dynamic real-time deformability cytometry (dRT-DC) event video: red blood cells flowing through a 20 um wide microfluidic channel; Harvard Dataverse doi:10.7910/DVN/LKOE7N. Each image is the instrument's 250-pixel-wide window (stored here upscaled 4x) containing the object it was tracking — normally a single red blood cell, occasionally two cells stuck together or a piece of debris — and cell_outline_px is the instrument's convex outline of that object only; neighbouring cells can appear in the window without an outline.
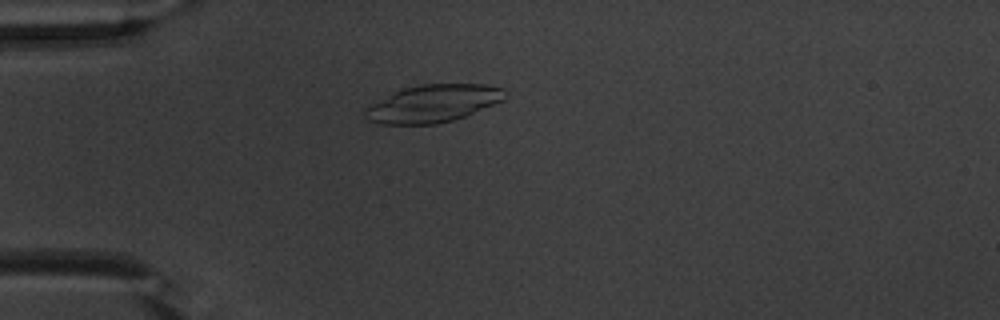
{"species": "common noctule bat (a hibernating species)", "species_latin": "Nyctalus noctula", "temperature_condition": "warm", "stored_images_in_passage": 39, "camera_frame_rate_fps": 3000, "um_per_image_px": 0.085, "animal": {"sex": "male", "body_mass_g": 20.1, "forearm_length_mm": 53.5}, "frame": {"image": 1, "passage_image": 1, "time_ms": 0.0, "image_size_px": [1000, 320], "cell_outline_px": [[508, 96], [504, 100], [464, 116], [452, 120], [436, 124], [380, 124], [368, 120], [364, 112], [364, 108], [388, 92], [396, 88], [424, 84], [488, 84], [504, 88], [508, 92]], "centroid_in_image_um": [36.78, 8.77], "position_along_channel_um": 48.2, "area_um2": 31.15}}
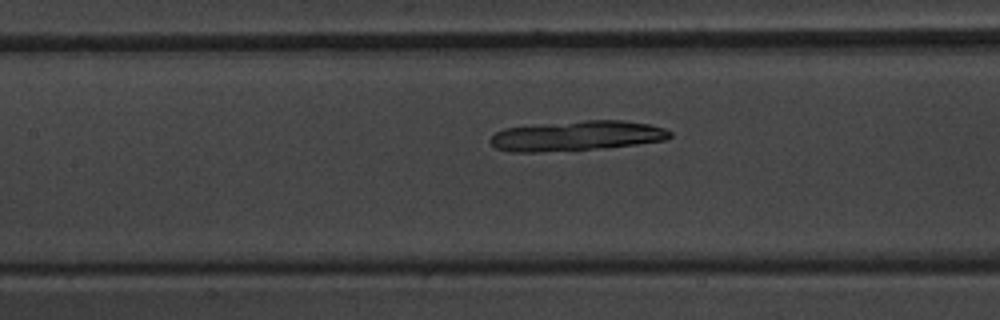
{"frame": {"image": 2, "passage_image": 11, "time_ms": 3.333, "image_size_px": [1000, 320], "cell_outline_px": [[672, 136], [668, 140], [604, 148], [540, 152], [512, 152], [496, 148], [488, 140], [496, 132], [504, 128], [584, 120], [624, 120], [648, 124], [664, 128], [672, 132]], "centroid_in_image_um": [49.06, 11.55], "position_along_channel_um": 158.3, "area_um2": 31.39}}
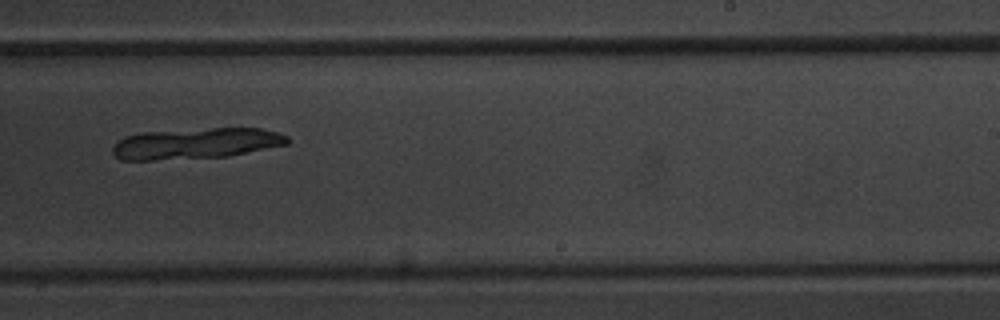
{"frame": {"image": 3, "passage_image": 20, "time_ms": 6.333, "image_size_px": [1000, 320], "cell_outline_px": [[288, 144], [228, 156], [152, 160], [120, 160], [112, 152], [112, 148], [116, 140], [124, 136], [140, 132], [212, 128], [260, 128], [276, 132], [288, 136]], "centroid_in_image_um": [16.6, 12.19], "position_along_channel_um": 272.4, "area_um2": 31.5}}